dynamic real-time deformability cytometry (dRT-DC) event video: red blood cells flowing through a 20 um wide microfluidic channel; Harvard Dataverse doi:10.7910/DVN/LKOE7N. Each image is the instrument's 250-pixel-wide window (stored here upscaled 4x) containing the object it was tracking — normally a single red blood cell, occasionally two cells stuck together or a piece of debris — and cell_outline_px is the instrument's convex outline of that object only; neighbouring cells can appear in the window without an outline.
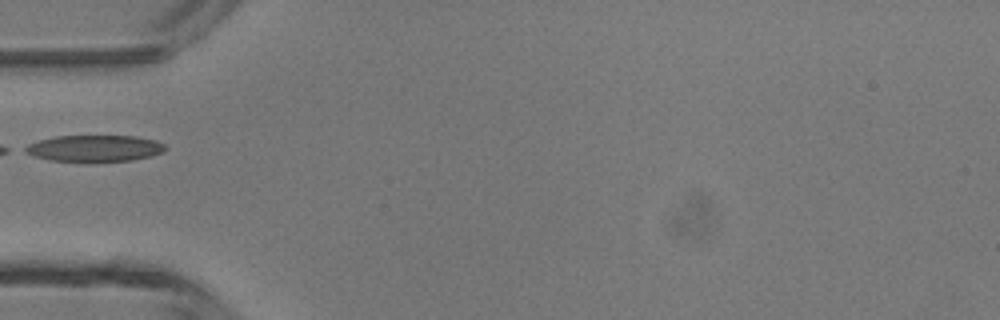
{"species": "common noctule bat (a hibernating species)", "species_latin": "Nyctalus noctula", "temperature_condition": "room temperature", "stored_images_in_passage": 18, "camera_frame_rate_fps": 3000, "um_per_image_px": 0.085, "animal": {"sex": "male", "body_mass_g": 13.3}, "frame": {"image": 1, "passage_image": 1, "time_ms": 0.0, "image_size_px": [1000, 320], "cell_outline_px": [[168, 148], [164, 152], [152, 156], [132, 160], [88, 164], [52, 160], [32, 156], [24, 152], [20, 148], [28, 144], [40, 140], [56, 136], [136, 136], [156, 140], [164, 144]], "centroid_in_image_um": [8.03, 12.64], "position_along_channel_um": 77.0, "area_um2": 22.54}}
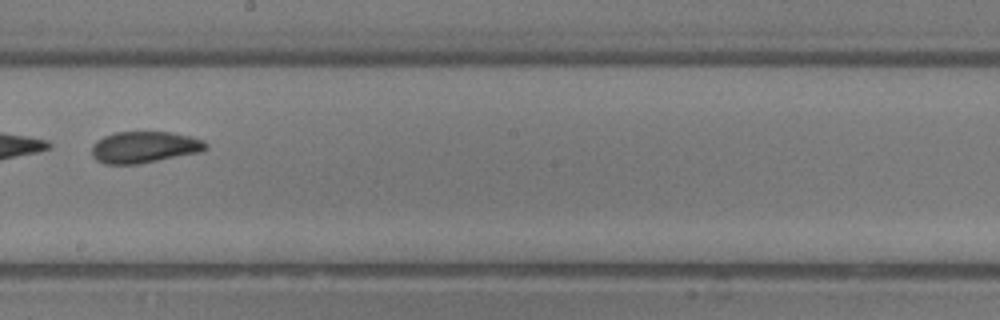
{"frame": {"image": 2, "passage_image": 12, "time_ms": 3.667, "image_size_px": [1000, 320], "cell_outline_px": [[208, 148], [200, 152], [140, 164], [104, 164], [96, 160], [92, 156], [92, 144], [96, 140], [104, 136], [116, 132], [172, 132], [192, 136], [204, 140], [208, 144]], "centroid_in_image_um": [12.28, 12.51], "position_along_channel_um": 235.9, "area_um2": 21.21}}
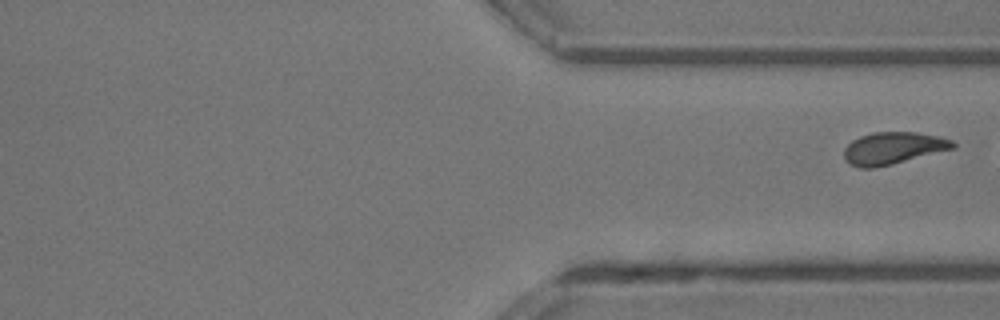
{"frame": {"image": 3, "passage_image": 18, "time_ms": 5.667, "image_size_px": [1000, 320], "cell_outline_px": [[956, 148], [892, 164], [872, 168], [860, 168], [848, 164], [844, 160], [844, 148], [852, 140], [860, 136], [876, 132], [916, 132], [936, 136], [952, 140], [956, 144]], "centroid_in_image_um": [75.89, 12.6], "position_along_channel_um": 335.5, "area_um2": 20.4}}